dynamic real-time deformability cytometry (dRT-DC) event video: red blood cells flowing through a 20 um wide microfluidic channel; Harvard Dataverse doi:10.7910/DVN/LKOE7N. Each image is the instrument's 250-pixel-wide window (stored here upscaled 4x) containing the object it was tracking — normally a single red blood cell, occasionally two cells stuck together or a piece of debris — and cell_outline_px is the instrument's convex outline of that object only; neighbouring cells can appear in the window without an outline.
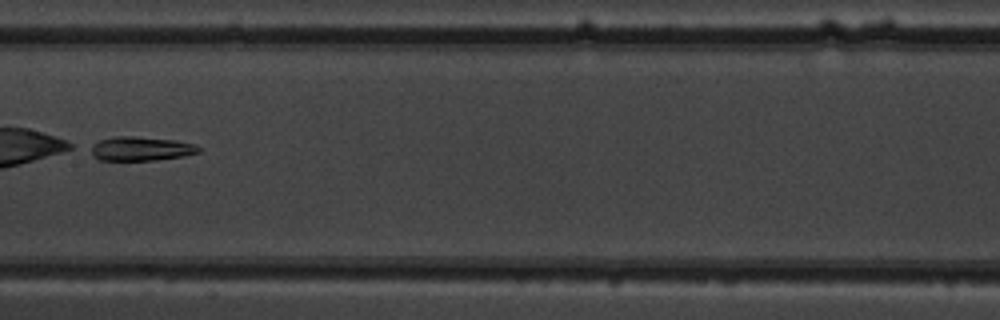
{"species": "common noctule bat (a hibernating species)", "species_latin": "Nyctalus noctula", "temperature_condition": "warm", "stored_images_in_passage": 8, "camera_frame_rate_fps": 3000, "um_per_image_px": 0.085, "animal": {"sex": "male", "body_mass_g": 19.5, "forearm_length_mm": 54.6}, "frame": {"image": 1, "passage_image": 7, "time_ms": 7.0, "image_size_px": [1000, 320], "cell_outline_px": [[200, 152], [184, 156], [156, 160], [100, 160], [92, 156], [84, 148], [100, 140], [112, 136], [132, 136], [176, 140], [192, 144], [200, 148]], "centroid_in_image_um": [11.87, 12.64], "position_along_channel_um": 195.5, "area_um2": 15.43}}
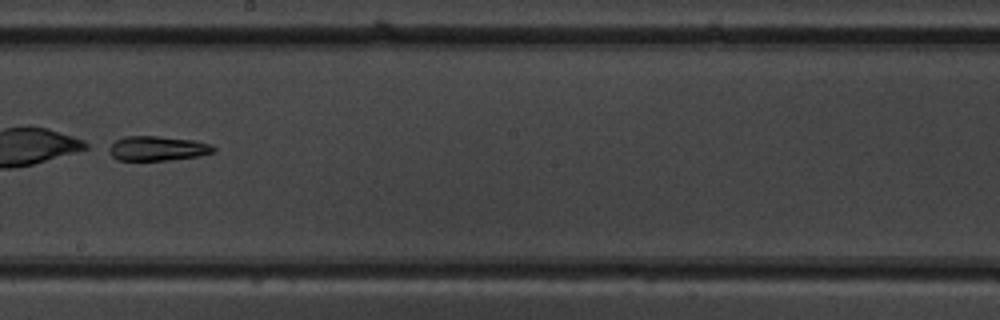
{"frame": {"image": 2, "passage_image": 8, "time_ms": 8.0, "image_size_px": [1000, 320], "cell_outline_px": [[216, 152], [200, 156], [168, 160], [116, 160], [104, 148], [116, 140], [124, 136], [160, 136], [192, 140], [212, 144], [216, 148]], "centroid_in_image_um": [13.36, 12.61], "position_along_channel_um": 234.8, "area_um2": 15.32}}